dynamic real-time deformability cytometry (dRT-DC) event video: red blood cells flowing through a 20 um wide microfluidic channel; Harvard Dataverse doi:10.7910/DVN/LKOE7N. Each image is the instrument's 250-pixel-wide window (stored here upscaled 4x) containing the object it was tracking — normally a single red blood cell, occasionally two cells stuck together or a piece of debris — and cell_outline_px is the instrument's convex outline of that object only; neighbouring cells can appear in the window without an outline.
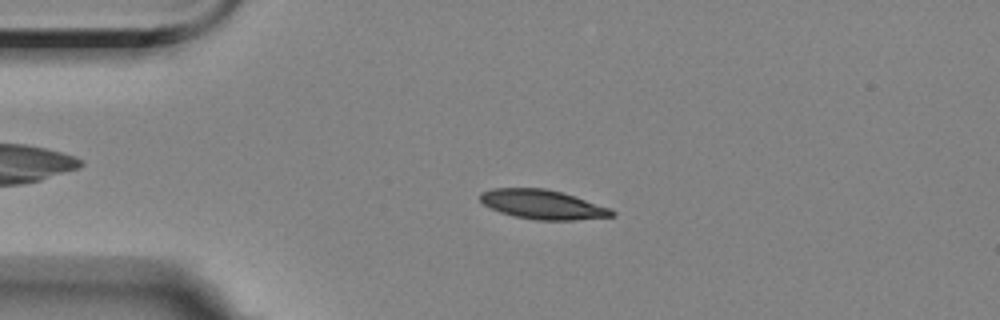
{"species": "Egyptian fruit bat (a non-hibernating species)", "species_latin": "Rousettus aegyptiacus", "temperature_condition": "room temperature", "stored_images_in_passage": 3, "camera_frame_rate_fps": 3000, "um_per_image_px": 0.085, "animal": {"sex": "female"}, "frame": {"image": 1, "passage_image": 2, "time_ms": 1.333, "image_size_px": [1000, 320], "cell_outline_px": [[616, 216], [572, 220], [536, 220], [516, 216], [500, 212], [484, 204], [480, 200], [480, 192], [492, 188], [544, 188], [560, 192], [612, 208], [616, 212]], "centroid_in_image_um": [46.14, 17.38], "position_along_channel_um": 38.9, "area_um2": 22.37}}